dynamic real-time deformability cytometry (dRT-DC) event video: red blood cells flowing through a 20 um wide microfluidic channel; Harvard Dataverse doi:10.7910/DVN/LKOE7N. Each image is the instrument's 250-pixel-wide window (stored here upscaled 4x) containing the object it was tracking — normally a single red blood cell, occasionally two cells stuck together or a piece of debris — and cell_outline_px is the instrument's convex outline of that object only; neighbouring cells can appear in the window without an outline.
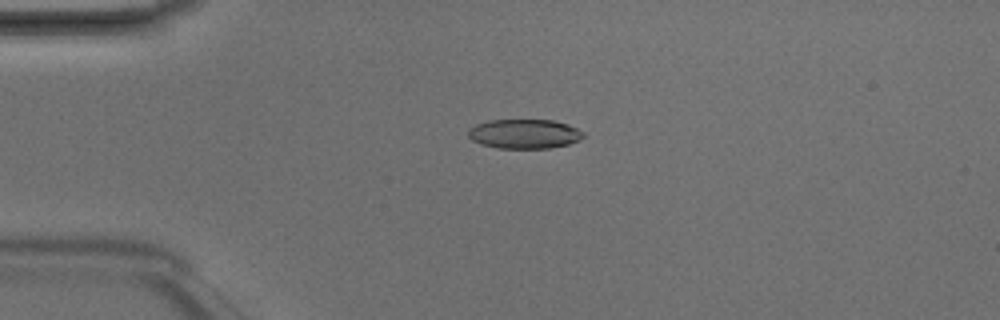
{"species": "Egyptian fruit bat (a non-hibernating species)", "species_latin": "Rousettus aegyptiacus", "temperature_condition": "room temperature", "stored_images_in_passage": 4, "camera_frame_rate_fps": 3000, "um_per_image_px": 0.085, "animal": {"sex": "male"}, "frame": {"image": 1, "passage_image": 3, "time_ms": 0.667, "image_size_px": [1000, 320], "cell_outline_px": [[584, 136], [580, 140], [568, 144], [548, 148], [496, 148], [480, 144], [472, 140], [468, 136], [468, 128], [476, 124], [488, 120], [552, 120], [568, 124], [584, 132]], "centroid_in_image_um": [44.55, 11.38], "position_along_channel_um": 40.5, "area_um2": 19.83}}